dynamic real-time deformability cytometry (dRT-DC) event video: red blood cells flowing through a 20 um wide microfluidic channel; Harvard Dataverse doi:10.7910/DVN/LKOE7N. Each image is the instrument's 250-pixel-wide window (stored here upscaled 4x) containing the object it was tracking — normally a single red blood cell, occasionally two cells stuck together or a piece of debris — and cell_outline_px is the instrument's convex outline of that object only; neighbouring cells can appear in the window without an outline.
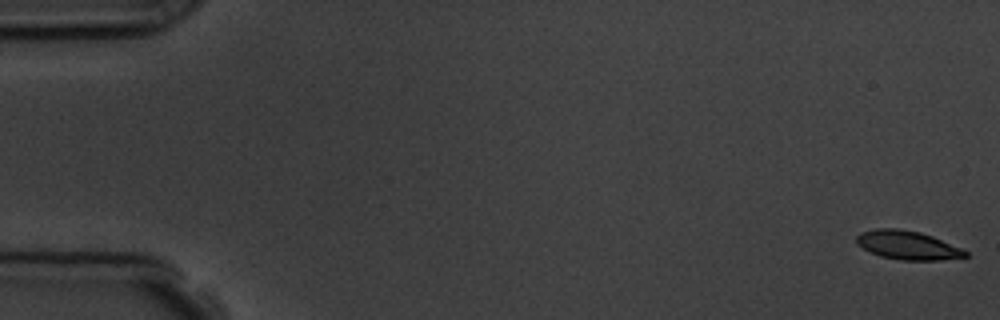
{"species": "common noctule bat (a hibernating species)", "species_latin": "Nyctalus noctula", "temperature_condition": "room temperature", "stored_images_in_passage": 9, "camera_frame_rate_fps": 3000, "um_per_image_px": 0.085, "animal": {"sex": "male", "body_mass_g": 19.5, "forearm_length_mm": 54.6}, "frame": {"image": 1, "passage_image": 1, "time_ms": 0.0, "image_size_px": [1000, 320], "cell_outline_px": [[968, 256], [940, 260], [900, 260], [880, 256], [856, 244], [856, 236], [860, 232], [876, 228], [900, 228], [920, 232], [932, 236], [960, 248], [968, 252]], "centroid_in_image_um": [77.11, 20.83], "position_along_channel_um": 7.9, "area_um2": 18.15}}